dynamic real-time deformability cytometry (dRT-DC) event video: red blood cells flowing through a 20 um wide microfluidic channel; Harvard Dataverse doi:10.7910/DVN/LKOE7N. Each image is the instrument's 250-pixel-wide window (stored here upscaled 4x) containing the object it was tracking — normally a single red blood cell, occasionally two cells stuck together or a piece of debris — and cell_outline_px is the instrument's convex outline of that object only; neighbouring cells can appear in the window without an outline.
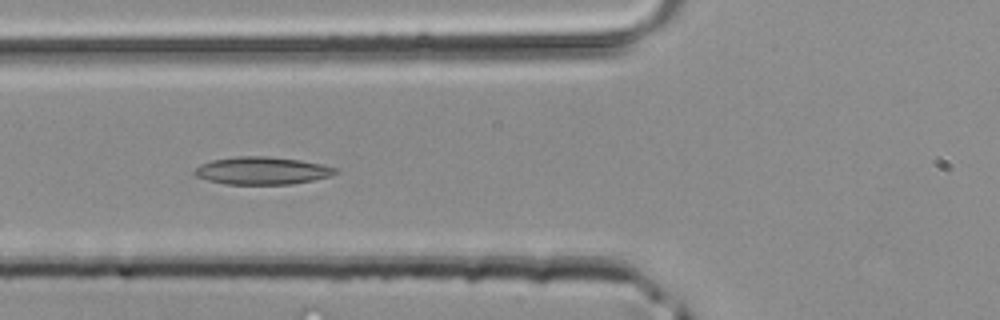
{"species": "common noctule bat (a hibernating species)", "species_latin": "Nyctalus noctula", "temperature_condition": "room temperature", "stored_images_in_passage": 32, "segment_of_instrument_passage": [1, 2], "camera_frame_rate_fps": 3000, "um_per_image_px": 0.085, "animal": {"sex": "male", "body_mass_g": 20.4}, "frame": {"image": 1, "passage_image": 5, "time_ms": 1.333, "image_size_px": [1000, 320], "cell_outline_px": [[340, 172], [328, 176], [312, 180], [292, 184], [224, 184], [208, 180], [196, 176], [192, 172], [200, 164], [212, 160], [240, 156], [264, 156], [300, 160], [320, 164], [336, 168]], "centroid_in_image_um": [22.25, 14.51], "position_along_channel_um": 103.6, "area_um2": 22.48}}
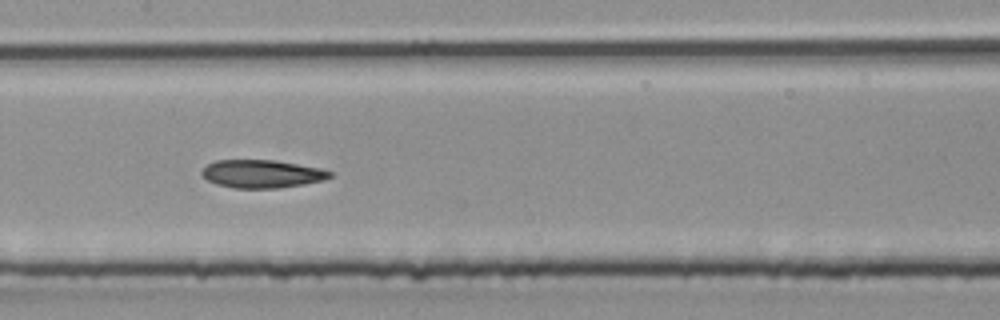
{"frame": {"image": 2, "passage_image": 10, "time_ms": 3.0, "image_size_px": [1000, 320], "cell_outline_px": [[332, 176], [324, 180], [304, 184], [280, 188], [232, 188], [216, 184], [208, 180], [200, 172], [208, 164], [216, 160], [276, 160], [320, 168], [332, 172]], "centroid_in_image_um": [22.27, 14.78], "position_along_channel_um": 185.1, "area_um2": 20.92}}
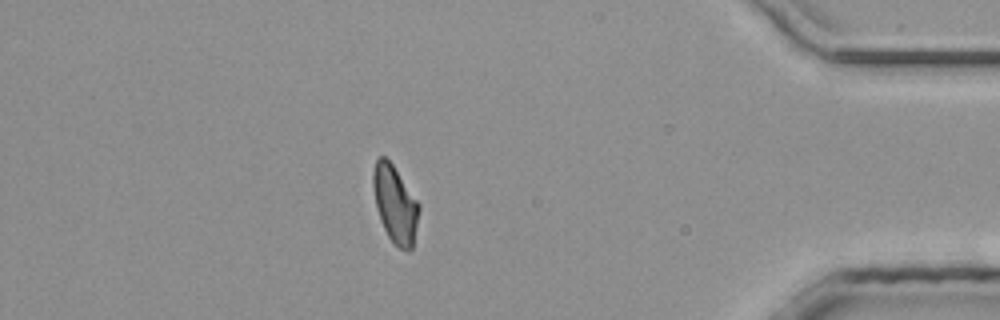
{"frame": {"image": 3, "passage_image": 26, "time_ms": 8.333, "image_size_px": [1000, 320], "cell_outline_px": [[420, 208], [412, 248], [408, 252], [400, 248], [388, 236], [380, 220], [376, 208], [372, 184], [372, 172], [376, 160], [380, 156], [384, 156], [392, 164], [420, 204]], "centroid_in_image_um": [33.57, 17.34], "position_along_channel_um": 401.6, "area_um2": 20.52}}